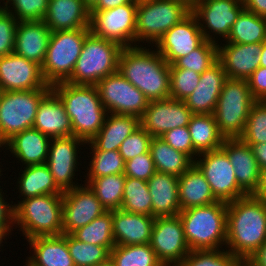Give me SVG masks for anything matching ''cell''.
<instances>
[{
    "label": "cell",
    "instance_id": "484cf974",
    "mask_svg": "<svg viewBox=\"0 0 266 266\" xmlns=\"http://www.w3.org/2000/svg\"><path fill=\"white\" fill-rule=\"evenodd\" d=\"M154 217L112 210V227L115 245H141L151 241Z\"/></svg>",
    "mask_w": 266,
    "mask_h": 266
},
{
    "label": "cell",
    "instance_id": "a7ac6f4b",
    "mask_svg": "<svg viewBox=\"0 0 266 266\" xmlns=\"http://www.w3.org/2000/svg\"><path fill=\"white\" fill-rule=\"evenodd\" d=\"M239 266H250V265H248L245 261H241V263L239 264Z\"/></svg>",
    "mask_w": 266,
    "mask_h": 266
},
{
    "label": "cell",
    "instance_id": "db71d44e",
    "mask_svg": "<svg viewBox=\"0 0 266 266\" xmlns=\"http://www.w3.org/2000/svg\"><path fill=\"white\" fill-rule=\"evenodd\" d=\"M3 188L4 187L2 185V187H0V232H12L14 231V202L11 201V204L10 202H7L8 199L6 198L9 196L3 192Z\"/></svg>",
    "mask_w": 266,
    "mask_h": 266
},
{
    "label": "cell",
    "instance_id": "6125c7cd",
    "mask_svg": "<svg viewBox=\"0 0 266 266\" xmlns=\"http://www.w3.org/2000/svg\"><path fill=\"white\" fill-rule=\"evenodd\" d=\"M11 233L12 232H0V249H1L2 246L3 247L5 246L4 244L7 243L5 240H7V237L9 238V236L12 235ZM0 252H3V251L0 250Z\"/></svg>",
    "mask_w": 266,
    "mask_h": 266
},
{
    "label": "cell",
    "instance_id": "ba28073f",
    "mask_svg": "<svg viewBox=\"0 0 266 266\" xmlns=\"http://www.w3.org/2000/svg\"><path fill=\"white\" fill-rule=\"evenodd\" d=\"M255 102L247 80H225L213 112L218 130L225 139H235L242 135L249 111Z\"/></svg>",
    "mask_w": 266,
    "mask_h": 266
},
{
    "label": "cell",
    "instance_id": "be15d7a7",
    "mask_svg": "<svg viewBox=\"0 0 266 266\" xmlns=\"http://www.w3.org/2000/svg\"><path fill=\"white\" fill-rule=\"evenodd\" d=\"M84 4L91 9L97 2L98 0H82Z\"/></svg>",
    "mask_w": 266,
    "mask_h": 266
},
{
    "label": "cell",
    "instance_id": "6f0895ef",
    "mask_svg": "<svg viewBox=\"0 0 266 266\" xmlns=\"http://www.w3.org/2000/svg\"><path fill=\"white\" fill-rule=\"evenodd\" d=\"M135 0H98V2L90 9V11H103L113 9L117 6L132 3Z\"/></svg>",
    "mask_w": 266,
    "mask_h": 266
},
{
    "label": "cell",
    "instance_id": "91938a15",
    "mask_svg": "<svg viewBox=\"0 0 266 266\" xmlns=\"http://www.w3.org/2000/svg\"><path fill=\"white\" fill-rule=\"evenodd\" d=\"M253 195L266 203V168L261 169L260 182L257 190Z\"/></svg>",
    "mask_w": 266,
    "mask_h": 266
},
{
    "label": "cell",
    "instance_id": "ab89813d",
    "mask_svg": "<svg viewBox=\"0 0 266 266\" xmlns=\"http://www.w3.org/2000/svg\"><path fill=\"white\" fill-rule=\"evenodd\" d=\"M121 210L153 216L152 199L147 181L126 177Z\"/></svg>",
    "mask_w": 266,
    "mask_h": 266
},
{
    "label": "cell",
    "instance_id": "f1b7e54d",
    "mask_svg": "<svg viewBox=\"0 0 266 266\" xmlns=\"http://www.w3.org/2000/svg\"><path fill=\"white\" fill-rule=\"evenodd\" d=\"M27 243L31 249L26 258L29 266H75L67 247V234L38 236Z\"/></svg>",
    "mask_w": 266,
    "mask_h": 266
},
{
    "label": "cell",
    "instance_id": "9f6ffc18",
    "mask_svg": "<svg viewBox=\"0 0 266 266\" xmlns=\"http://www.w3.org/2000/svg\"><path fill=\"white\" fill-rule=\"evenodd\" d=\"M245 10L266 18V0H241Z\"/></svg>",
    "mask_w": 266,
    "mask_h": 266
},
{
    "label": "cell",
    "instance_id": "5bb4252c",
    "mask_svg": "<svg viewBox=\"0 0 266 266\" xmlns=\"http://www.w3.org/2000/svg\"><path fill=\"white\" fill-rule=\"evenodd\" d=\"M194 164L203 173L218 201L229 203L247 195L238 186L233 166L221 148L200 153Z\"/></svg>",
    "mask_w": 266,
    "mask_h": 266
},
{
    "label": "cell",
    "instance_id": "7c38bea8",
    "mask_svg": "<svg viewBox=\"0 0 266 266\" xmlns=\"http://www.w3.org/2000/svg\"><path fill=\"white\" fill-rule=\"evenodd\" d=\"M138 0L103 11H90V32L121 47L136 46Z\"/></svg>",
    "mask_w": 266,
    "mask_h": 266
},
{
    "label": "cell",
    "instance_id": "d6986e66",
    "mask_svg": "<svg viewBox=\"0 0 266 266\" xmlns=\"http://www.w3.org/2000/svg\"><path fill=\"white\" fill-rule=\"evenodd\" d=\"M50 86L42 74V67L16 53L0 57V91L43 89Z\"/></svg>",
    "mask_w": 266,
    "mask_h": 266
},
{
    "label": "cell",
    "instance_id": "836d02e7",
    "mask_svg": "<svg viewBox=\"0 0 266 266\" xmlns=\"http://www.w3.org/2000/svg\"><path fill=\"white\" fill-rule=\"evenodd\" d=\"M156 171L181 176L194 162L161 137H152L149 149Z\"/></svg>",
    "mask_w": 266,
    "mask_h": 266
},
{
    "label": "cell",
    "instance_id": "ac0fdd59",
    "mask_svg": "<svg viewBox=\"0 0 266 266\" xmlns=\"http://www.w3.org/2000/svg\"><path fill=\"white\" fill-rule=\"evenodd\" d=\"M192 111L184 101L168 98L149 101L140 126L152 137H161L174 128L188 126Z\"/></svg>",
    "mask_w": 266,
    "mask_h": 266
},
{
    "label": "cell",
    "instance_id": "30bf717a",
    "mask_svg": "<svg viewBox=\"0 0 266 266\" xmlns=\"http://www.w3.org/2000/svg\"><path fill=\"white\" fill-rule=\"evenodd\" d=\"M50 90L51 86H45L43 89L1 92L0 144L33 127L38 104Z\"/></svg>",
    "mask_w": 266,
    "mask_h": 266
},
{
    "label": "cell",
    "instance_id": "52a82bcc",
    "mask_svg": "<svg viewBox=\"0 0 266 266\" xmlns=\"http://www.w3.org/2000/svg\"><path fill=\"white\" fill-rule=\"evenodd\" d=\"M122 48L114 41L90 33L85 38L74 71L66 82L73 85H96L100 79L116 73Z\"/></svg>",
    "mask_w": 266,
    "mask_h": 266
},
{
    "label": "cell",
    "instance_id": "5b68a950",
    "mask_svg": "<svg viewBox=\"0 0 266 266\" xmlns=\"http://www.w3.org/2000/svg\"><path fill=\"white\" fill-rule=\"evenodd\" d=\"M13 204L14 230L26 240L38 236L63 234L62 194H47Z\"/></svg>",
    "mask_w": 266,
    "mask_h": 266
},
{
    "label": "cell",
    "instance_id": "1f68e13d",
    "mask_svg": "<svg viewBox=\"0 0 266 266\" xmlns=\"http://www.w3.org/2000/svg\"><path fill=\"white\" fill-rule=\"evenodd\" d=\"M178 199L181 210L218 201L203 173L194 163L178 177Z\"/></svg>",
    "mask_w": 266,
    "mask_h": 266
},
{
    "label": "cell",
    "instance_id": "f6af8a7d",
    "mask_svg": "<svg viewBox=\"0 0 266 266\" xmlns=\"http://www.w3.org/2000/svg\"><path fill=\"white\" fill-rule=\"evenodd\" d=\"M241 261L226 249L193 250L183 259L180 266H239Z\"/></svg>",
    "mask_w": 266,
    "mask_h": 266
},
{
    "label": "cell",
    "instance_id": "c3c4849f",
    "mask_svg": "<svg viewBox=\"0 0 266 266\" xmlns=\"http://www.w3.org/2000/svg\"><path fill=\"white\" fill-rule=\"evenodd\" d=\"M152 136L139 126L131 135L121 143L119 153L126 161L137 155L149 152Z\"/></svg>",
    "mask_w": 266,
    "mask_h": 266
},
{
    "label": "cell",
    "instance_id": "2e32d148",
    "mask_svg": "<svg viewBox=\"0 0 266 266\" xmlns=\"http://www.w3.org/2000/svg\"><path fill=\"white\" fill-rule=\"evenodd\" d=\"M150 245L163 266L181 265L191 250L179 215L154 219Z\"/></svg>",
    "mask_w": 266,
    "mask_h": 266
},
{
    "label": "cell",
    "instance_id": "74e56055",
    "mask_svg": "<svg viewBox=\"0 0 266 266\" xmlns=\"http://www.w3.org/2000/svg\"><path fill=\"white\" fill-rule=\"evenodd\" d=\"M109 261L114 266H163L150 243L141 245H115Z\"/></svg>",
    "mask_w": 266,
    "mask_h": 266
},
{
    "label": "cell",
    "instance_id": "603a6c76",
    "mask_svg": "<svg viewBox=\"0 0 266 266\" xmlns=\"http://www.w3.org/2000/svg\"><path fill=\"white\" fill-rule=\"evenodd\" d=\"M50 142L51 138L32 127L13 135L3 146L7 153L5 156L11 153L10 155L23 167V165L45 164Z\"/></svg>",
    "mask_w": 266,
    "mask_h": 266
},
{
    "label": "cell",
    "instance_id": "d6a6232c",
    "mask_svg": "<svg viewBox=\"0 0 266 266\" xmlns=\"http://www.w3.org/2000/svg\"><path fill=\"white\" fill-rule=\"evenodd\" d=\"M23 169H20L14 185L18 190L16 194H20L17 196L20 200L47 194H63L46 163L23 166Z\"/></svg>",
    "mask_w": 266,
    "mask_h": 266
},
{
    "label": "cell",
    "instance_id": "e575fe53",
    "mask_svg": "<svg viewBox=\"0 0 266 266\" xmlns=\"http://www.w3.org/2000/svg\"><path fill=\"white\" fill-rule=\"evenodd\" d=\"M188 129L193 147L199 154L220 149L225 139L218 130L213 114H193Z\"/></svg>",
    "mask_w": 266,
    "mask_h": 266
},
{
    "label": "cell",
    "instance_id": "4fadbf2b",
    "mask_svg": "<svg viewBox=\"0 0 266 266\" xmlns=\"http://www.w3.org/2000/svg\"><path fill=\"white\" fill-rule=\"evenodd\" d=\"M95 86L107 113L132 115L140 119L146 111L149 100L118 71L100 79Z\"/></svg>",
    "mask_w": 266,
    "mask_h": 266
},
{
    "label": "cell",
    "instance_id": "f35d334b",
    "mask_svg": "<svg viewBox=\"0 0 266 266\" xmlns=\"http://www.w3.org/2000/svg\"><path fill=\"white\" fill-rule=\"evenodd\" d=\"M72 235L79 241L100 245L111 251L115 246L112 227V210L105 212L89 224L77 229Z\"/></svg>",
    "mask_w": 266,
    "mask_h": 266
},
{
    "label": "cell",
    "instance_id": "7402d4cb",
    "mask_svg": "<svg viewBox=\"0 0 266 266\" xmlns=\"http://www.w3.org/2000/svg\"><path fill=\"white\" fill-rule=\"evenodd\" d=\"M221 149L227 154L238 186L247 194H254L260 182L261 169L249 145L239 138L224 139Z\"/></svg>",
    "mask_w": 266,
    "mask_h": 266
},
{
    "label": "cell",
    "instance_id": "680465c9",
    "mask_svg": "<svg viewBox=\"0 0 266 266\" xmlns=\"http://www.w3.org/2000/svg\"><path fill=\"white\" fill-rule=\"evenodd\" d=\"M251 147L253 155L256 158V161L260 167L266 168V142L260 144H247Z\"/></svg>",
    "mask_w": 266,
    "mask_h": 266
},
{
    "label": "cell",
    "instance_id": "7a4b0ae2",
    "mask_svg": "<svg viewBox=\"0 0 266 266\" xmlns=\"http://www.w3.org/2000/svg\"><path fill=\"white\" fill-rule=\"evenodd\" d=\"M118 72L149 101L170 98V64L153 46L122 48Z\"/></svg>",
    "mask_w": 266,
    "mask_h": 266
},
{
    "label": "cell",
    "instance_id": "f546056e",
    "mask_svg": "<svg viewBox=\"0 0 266 266\" xmlns=\"http://www.w3.org/2000/svg\"><path fill=\"white\" fill-rule=\"evenodd\" d=\"M152 199L153 217H172L179 214L178 177L155 172L147 181Z\"/></svg>",
    "mask_w": 266,
    "mask_h": 266
},
{
    "label": "cell",
    "instance_id": "44dd1931",
    "mask_svg": "<svg viewBox=\"0 0 266 266\" xmlns=\"http://www.w3.org/2000/svg\"><path fill=\"white\" fill-rule=\"evenodd\" d=\"M218 61L227 78L247 80L260 66L262 43L237 44L219 42Z\"/></svg>",
    "mask_w": 266,
    "mask_h": 266
},
{
    "label": "cell",
    "instance_id": "681fc988",
    "mask_svg": "<svg viewBox=\"0 0 266 266\" xmlns=\"http://www.w3.org/2000/svg\"><path fill=\"white\" fill-rule=\"evenodd\" d=\"M17 24V19L0 7V57L13 53Z\"/></svg>",
    "mask_w": 266,
    "mask_h": 266
},
{
    "label": "cell",
    "instance_id": "8992f818",
    "mask_svg": "<svg viewBox=\"0 0 266 266\" xmlns=\"http://www.w3.org/2000/svg\"><path fill=\"white\" fill-rule=\"evenodd\" d=\"M190 13L191 3L186 0H138L136 46H146V43L148 47L154 46L172 26Z\"/></svg>",
    "mask_w": 266,
    "mask_h": 266
},
{
    "label": "cell",
    "instance_id": "b9f144b4",
    "mask_svg": "<svg viewBox=\"0 0 266 266\" xmlns=\"http://www.w3.org/2000/svg\"><path fill=\"white\" fill-rule=\"evenodd\" d=\"M67 247L75 266H98L110 258L106 247L79 241L72 234H67Z\"/></svg>",
    "mask_w": 266,
    "mask_h": 266
},
{
    "label": "cell",
    "instance_id": "4dcf8cb0",
    "mask_svg": "<svg viewBox=\"0 0 266 266\" xmlns=\"http://www.w3.org/2000/svg\"><path fill=\"white\" fill-rule=\"evenodd\" d=\"M140 126V119L132 115L107 113L99 132L87 142L94 150H119L121 143Z\"/></svg>",
    "mask_w": 266,
    "mask_h": 266
},
{
    "label": "cell",
    "instance_id": "11a10c76",
    "mask_svg": "<svg viewBox=\"0 0 266 266\" xmlns=\"http://www.w3.org/2000/svg\"><path fill=\"white\" fill-rule=\"evenodd\" d=\"M244 261L250 266H266V241Z\"/></svg>",
    "mask_w": 266,
    "mask_h": 266
},
{
    "label": "cell",
    "instance_id": "277c9868",
    "mask_svg": "<svg viewBox=\"0 0 266 266\" xmlns=\"http://www.w3.org/2000/svg\"><path fill=\"white\" fill-rule=\"evenodd\" d=\"M185 240L191 251L224 249L227 237V203L217 201L179 212ZM224 247V248H223Z\"/></svg>",
    "mask_w": 266,
    "mask_h": 266
},
{
    "label": "cell",
    "instance_id": "7bdbcfd3",
    "mask_svg": "<svg viewBox=\"0 0 266 266\" xmlns=\"http://www.w3.org/2000/svg\"><path fill=\"white\" fill-rule=\"evenodd\" d=\"M218 61V46L216 43L205 40L199 47L185 57H180L170 69H189L202 74Z\"/></svg>",
    "mask_w": 266,
    "mask_h": 266
},
{
    "label": "cell",
    "instance_id": "d4e9b609",
    "mask_svg": "<svg viewBox=\"0 0 266 266\" xmlns=\"http://www.w3.org/2000/svg\"><path fill=\"white\" fill-rule=\"evenodd\" d=\"M51 33L43 20L19 21L13 52L42 66Z\"/></svg>",
    "mask_w": 266,
    "mask_h": 266
},
{
    "label": "cell",
    "instance_id": "cb8c5ba5",
    "mask_svg": "<svg viewBox=\"0 0 266 266\" xmlns=\"http://www.w3.org/2000/svg\"><path fill=\"white\" fill-rule=\"evenodd\" d=\"M226 79V72L219 61L200 75L198 86L184 100L192 114H213Z\"/></svg>",
    "mask_w": 266,
    "mask_h": 266
},
{
    "label": "cell",
    "instance_id": "bcb514c9",
    "mask_svg": "<svg viewBox=\"0 0 266 266\" xmlns=\"http://www.w3.org/2000/svg\"><path fill=\"white\" fill-rule=\"evenodd\" d=\"M200 75L189 69H170V98L184 101L198 86Z\"/></svg>",
    "mask_w": 266,
    "mask_h": 266
},
{
    "label": "cell",
    "instance_id": "94428289",
    "mask_svg": "<svg viewBox=\"0 0 266 266\" xmlns=\"http://www.w3.org/2000/svg\"><path fill=\"white\" fill-rule=\"evenodd\" d=\"M260 66L266 68V41L262 43Z\"/></svg>",
    "mask_w": 266,
    "mask_h": 266
},
{
    "label": "cell",
    "instance_id": "7dc6e473",
    "mask_svg": "<svg viewBox=\"0 0 266 266\" xmlns=\"http://www.w3.org/2000/svg\"><path fill=\"white\" fill-rule=\"evenodd\" d=\"M48 2L49 0H9L4 8L10 12L18 22L44 20Z\"/></svg>",
    "mask_w": 266,
    "mask_h": 266
},
{
    "label": "cell",
    "instance_id": "e7e4bbea",
    "mask_svg": "<svg viewBox=\"0 0 266 266\" xmlns=\"http://www.w3.org/2000/svg\"><path fill=\"white\" fill-rule=\"evenodd\" d=\"M4 151V146H3V144H0V153L2 152V150ZM1 155V154H0ZM1 159V158H0ZM0 164L2 165V162H0ZM0 165V176L2 177L3 176V173L1 174V172H4V169L3 168H1V167H4L3 165L1 166ZM3 169V170H2ZM1 187V186H0Z\"/></svg>",
    "mask_w": 266,
    "mask_h": 266
},
{
    "label": "cell",
    "instance_id": "816d5d0a",
    "mask_svg": "<svg viewBox=\"0 0 266 266\" xmlns=\"http://www.w3.org/2000/svg\"><path fill=\"white\" fill-rule=\"evenodd\" d=\"M156 172L150 151L125 162L126 177L148 181Z\"/></svg>",
    "mask_w": 266,
    "mask_h": 266
},
{
    "label": "cell",
    "instance_id": "4316f807",
    "mask_svg": "<svg viewBox=\"0 0 266 266\" xmlns=\"http://www.w3.org/2000/svg\"><path fill=\"white\" fill-rule=\"evenodd\" d=\"M33 127L49 138L72 135V126L65 106L51 89L40 101Z\"/></svg>",
    "mask_w": 266,
    "mask_h": 266
},
{
    "label": "cell",
    "instance_id": "60d3db41",
    "mask_svg": "<svg viewBox=\"0 0 266 266\" xmlns=\"http://www.w3.org/2000/svg\"><path fill=\"white\" fill-rule=\"evenodd\" d=\"M85 148L90 149L89 153L91 156L90 161L87 162V173L83 176L84 178H98L108 175L121 174L124 173L125 160L119 153V150H94L87 142ZM90 147V148H88Z\"/></svg>",
    "mask_w": 266,
    "mask_h": 266
},
{
    "label": "cell",
    "instance_id": "8d00e7d4",
    "mask_svg": "<svg viewBox=\"0 0 266 266\" xmlns=\"http://www.w3.org/2000/svg\"><path fill=\"white\" fill-rule=\"evenodd\" d=\"M126 176L124 173L98 178H85L83 181L94 192L107 211L121 209Z\"/></svg>",
    "mask_w": 266,
    "mask_h": 266
},
{
    "label": "cell",
    "instance_id": "9c48e42d",
    "mask_svg": "<svg viewBox=\"0 0 266 266\" xmlns=\"http://www.w3.org/2000/svg\"><path fill=\"white\" fill-rule=\"evenodd\" d=\"M90 28L52 32L42 74L48 85L66 82L72 75Z\"/></svg>",
    "mask_w": 266,
    "mask_h": 266
},
{
    "label": "cell",
    "instance_id": "d590c367",
    "mask_svg": "<svg viewBox=\"0 0 266 266\" xmlns=\"http://www.w3.org/2000/svg\"><path fill=\"white\" fill-rule=\"evenodd\" d=\"M266 41V18L243 10L233 23L225 41L237 44L263 43Z\"/></svg>",
    "mask_w": 266,
    "mask_h": 266
},
{
    "label": "cell",
    "instance_id": "ee69618b",
    "mask_svg": "<svg viewBox=\"0 0 266 266\" xmlns=\"http://www.w3.org/2000/svg\"><path fill=\"white\" fill-rule=\"evenodd\" d=\"M239 139L246 144L266 142V101H256L253 104Z\"/></svg>",
    "mask_w": 266,
    "mask_h": 266
},
{
    "label": "cell",
    "instance_id": "e0dca14e",
    "mask_svg": "<svg viewBox=\"0 0 266 266\" xmlns=\"http://www.w3.org/2000/svg\"><path fill=\"white\" fill-rule=\"evenodd\" d=\"M63 234H72L107 210L90 187L83 183L62 194Z\"/></svg>",
    "mask_w": 266,
    "mask_h": 266
},
{
    "label": "cell",
    "instance_id": "89a4df30",
    "mask_svg": "<svg viewBox=\"0 0 266 266\" xmlns=\"http://www.w3.org/2000/svg\"><path fill=\"white\" fill-rule=\"evenodd\" d=\"M186 1L192 4L195 0H186Z\"/></svg>",
    "mask_w": 266,
    "mask_h": 266
},
{
    "label": "cell",
    "instance_id": "ffe728a7",
    "mask_svg": "<svg viewBox=\"0 0 266 266\" xmlns=\"http://www.w3.org/2000/svg\"><path fill=\"white\" fill-rule=\"evenodd\" d=\"M205 41L196 17L190 13L172 26L154 45L162 57L172 65Z\"/></svg>",
    "mask_w": 266,
    "mask_h": 266
},
{
    "label": "cell",
    "instance_id": "f907efd6",
    "mask_svg": "<svg viewBox=\"0 0 266 266\" xmlns=\"http://www.w3.org/2000/svg\"><path fill=\"white\" fill-rule=\"evenodd\" d=\"M161 138L174 149L186 154L193 162L199 155L193 147L188 126L169 130Z\"/></svg>",
    "mask_w": 266,
    "mask_h": 266
},
{
    "label": "cell",
    "instance_id": "9a60e30c",
    "mask_svg": "<svg viewBox=\"0 0 266 266\" xmlns=\"http://www.w3.org/2000/svg\"><path fill=\"white\" fill-rule=\"evenodd\" d=\"M83 146H86V142L74 135L51 139L46 164L55 183L63 192L82 184V180L76 179L75 176L79 175H76L77 171H81L78 170V166L82 165L81 155L78 154L83 150ZM78 180L81 183L78 184Z\"/></svg>",
    "mask_w": 266,
    "mask_h": 266
},
{
    "label": "cell",
    "instance_id": "8fae6325",
    "mask_svg": "<svg viewBox=\"0 0 266 266\" xmlns=\"http://www.w3.org/2000/svg\"><path fill=\"white\" fill-rule=\"evenodd\" d=\"M244 9L241 0H195L191 4V13L204 39L216 44L228 38L233 23Z\"/></svg>",
    "mask_w": 266,
    "mask_h": 266
},
{
    "label": "cell",
    "instance_id": "3957f363",
    "mask_svg": "<svg viewBox=\"0 0 266 266\" xmlns=\"http://www.w3.org/2000/svg\"><path fill=\"white\" fill-rule=\"evenodd\" d=\"M51 89L65 106L72 126V135L89 142L99 132L107 116L95 85L56 83Z\"/></svg>",
    "mask_w": 266,
    "mask_h": 266
},
{
    "label": "cell",
    "instance_id": "003e7915",
    "mask_svg": "<svg viewBox=\"0 0 266 266\" xmlns=\"http://www.w3.org/2000/svg\"><path fill=\"white\" fill-rule=\"evenodd\" d=\"M98 266H114V265L110 261H108L107 263Z\"/></svg>",
    "mask_w": 266,
    "mask_h": 266
},
{
    "label": "cell",
    "instance_id": "03108f58",
    "mask_svg": "<svg viewBox=\"0 0 266 266\" xmlns=\"http://www.w3.org/2000/svg\"><path fill=\"white\" fill-rule=\"evenodd\" d=\"M9 0H0V7H4Z\"/></svg>",
    "mask_w": 266,
    "mask_h": 266
},
{
    "label": "cell",
    "instance_id": "83f0119b",
    "mask_svg": "<svg viewBox=\"0 0 266 266\" xmlns=\"http://www.w3.org/2000/svg\"><path fill=\"white\" fill-rule=\"evenodd\" d=\"M43 21L52 32L90 28V9L82 0H49Z\"/></svg>",
    "mask_w": 266,
    "mask_h": 266
},
{
    "label": "cell",
    "instance_id": "6da1fadb",
    "mask_svg": "<svg viewBox=\"0 0 266 266\" xmlns=\"http://www.w3.org/2000/svg\"><path fill=\"white\" fill-rule=\"evenodd\" d=\"M266 241V203L253 194L227 203L225 249L242 261Z\"/></svg>",
    "mask_w": 266,
    "mask_h": 266
},
{
    "label": "cell",
    "instance_id": "f5cc1de1",
    "mask_svg": "<svg viewBox=\"0 0 266 266\" xmlns=\"http://www.w3.org/2000/svg\"><path fill=\"white\" fill-rule=\"evenodd\" d=\"M247 82L253 98L256 101H266V68L259 66Z\"/></svg>",
    "mask_w": 266,
    "mask_h": 266
}]
</instances>
